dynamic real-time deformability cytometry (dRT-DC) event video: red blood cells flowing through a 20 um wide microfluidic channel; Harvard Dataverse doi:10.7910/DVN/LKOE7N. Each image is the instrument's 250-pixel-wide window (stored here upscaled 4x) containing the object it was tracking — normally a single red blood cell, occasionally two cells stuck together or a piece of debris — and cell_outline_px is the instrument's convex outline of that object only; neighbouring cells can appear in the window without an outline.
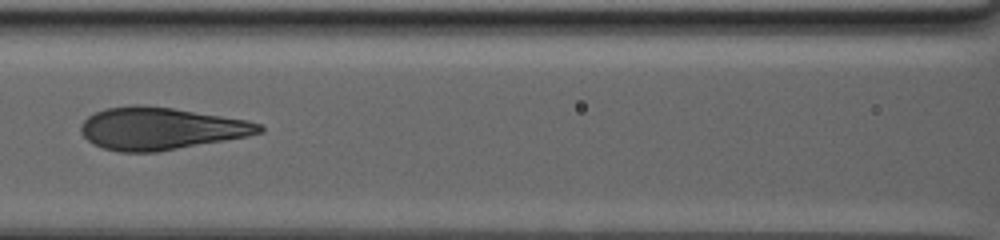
{"species": "human", "species_latin": "Homo sapiens", "temperature_condition": "warm", "stored_images_in_passage": 65, "camera_frame_rate_fps": 3000, "um_per_image_px": 0.085, "donor": {"sex": "male"}, "frame": {"image": 1, "passage_image": 31, "time_ms": 13.333, "image_size_px": [1000, 240], "cell_outline_px": [[264, 132], [248, 136], [156, 152], [120, 152], [104, 148], [92, 144], [80, 132], [80, 124], [88, 116], [104, 108], [132, 104], [140, 104], [172, 108], [248, 120], [260, 124], [264, 128]], "centroid_in_image_um": [13.63, 10.92], "position_along_channel_um": 153.0, "area_um2": 44.04}}
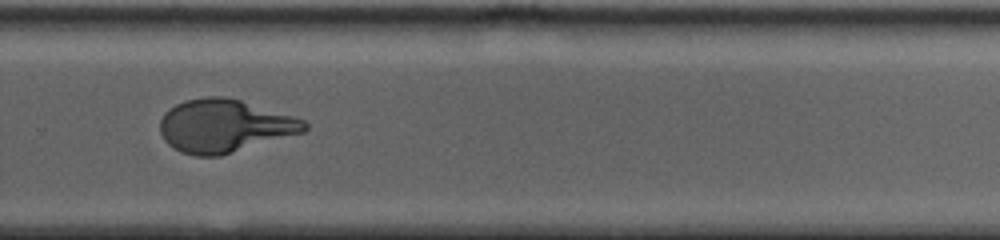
{"frame": {"image": 2, "passage_image": 46, "time_ms": 19.333, "image_size_px": [1000, 240], "cell_outline_px": [[308, 128], [304, 132], [220, 156], [196, 156], [180, 152], [172, 148], [164, 140], [160, 132], [160, 120], [164, 112], [168, 108], [184, 100], [204, 96], [224, 96], [240, 100], [292, 116], [304, 120], [308, 124]], "centroid_in_image_um": [19.03, 10.7], "position_along_channel_um": 310.8, "area_um2": 44.68}}
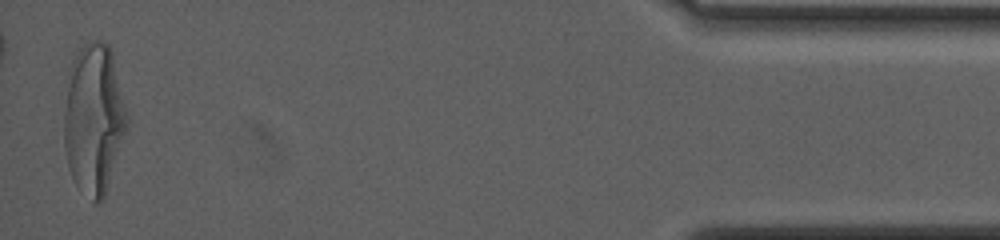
{"frame": {"image": 3, "passage_image": 65, "time_ms": 26.333, "image_size_px": [1000, 240], "cell_outline_px": [[128, 124], [104, 200], [96, 204], [72, 180], [68, 168], [64, 148], [64, 112], [68, 68], [76, 52], [80, 48], [96, 40], [104, 40], [108, 44], [112, 52], [128, 116]], "centroid_in_image_um": [7.96, 10.11], "position_along_channel_um": 427.2, "area_um2": 55.43}, "authors_computed_cell_mechanics": {"area_um2": 49.13, "velocity_mm_per_s": 2.6362, "shape_relaxation_time_tau1_ms": 6.8534, "shape_relaxation_time_tau2_ms": null, "deformation_change_tau1": 0.2632, "deformation_change_tau2": null}}